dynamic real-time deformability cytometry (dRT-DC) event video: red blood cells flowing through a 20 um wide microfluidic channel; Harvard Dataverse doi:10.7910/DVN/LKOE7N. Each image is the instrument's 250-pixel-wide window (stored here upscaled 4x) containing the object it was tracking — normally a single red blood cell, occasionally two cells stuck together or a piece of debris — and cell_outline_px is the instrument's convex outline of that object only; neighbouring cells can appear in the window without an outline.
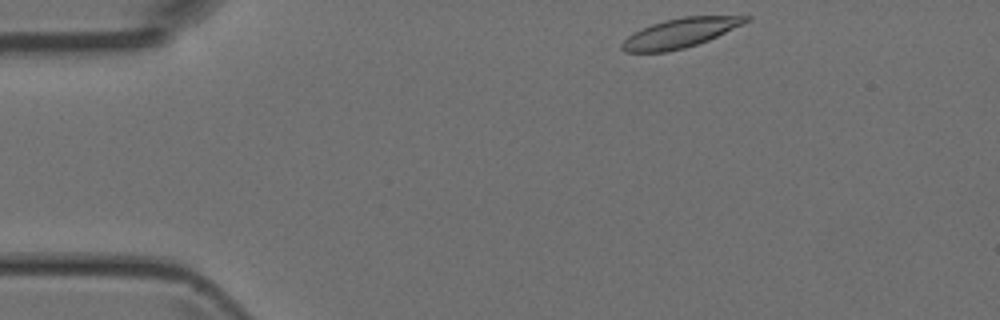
{"species": "Egyptian fruit bat (a non-hibernating species)", "species_latin": "Rousettus aegyptiacus", "temperature_condition": "room temperature", "stored_images_in_passage": 42, "camera_frame_rate_fps": 3000, "um_per_image_px": 0.085, "animal": {"sex": "female"}, "frame": {"image": 1, "passage_image": 1, "time_ms": 0.0, "image_size_px": [1000, 320], "cell_outline_px": [[752, 20], [708, 40], [684, 48], [668, 52], [624, 52], [620, 48], [620, 44], [632, 32], [640, 28], [664, 20], [684, 16], [752, 16]], "centroid_in_image_um": [57.78, 2.8], "position_along_channel_um": 27.2, "area_um2": 21.27}}
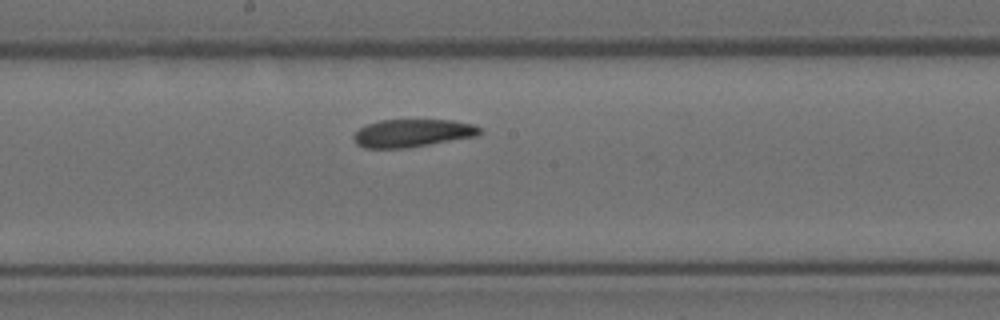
{"frame": {"image": 2, "passage_image": 19, "time_ms": 6.0, "image_size_px": [1000, 320], "cell_outline_px": [[484, 132], [476, 136], [408, 148], [364, 148], [356, 144], [352, 136], [360, 128], [368, 124], [380, 120], [452, 120], [472, 124], [480, 128]], "centroid_in_image_um": [35.05, 11.32], "position_along_channel_um": 213.1, "area_um2": 20.46}}
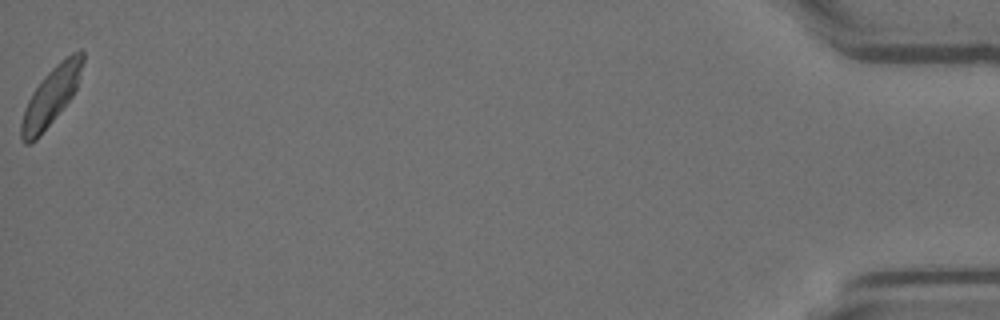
{"frame": {"image": 3, "passage_image": 42, "time_ms": 13.667, "image_size_px": [1000, 320], "cell_outline_px": [[84, 60], [76, 88], [72, 96], [40, 136], [36, 140], [28, 144], [24, 144], [20, 136], [20, 124], [24, 108], [32, 92], [44, 76], [56, 64], [72, 52], [80, 48], [84, 52]], "centroid_in_image_um": [4.32, 8.18], "position_along_channel_um": 430.9, "area_um2": 20.63}}